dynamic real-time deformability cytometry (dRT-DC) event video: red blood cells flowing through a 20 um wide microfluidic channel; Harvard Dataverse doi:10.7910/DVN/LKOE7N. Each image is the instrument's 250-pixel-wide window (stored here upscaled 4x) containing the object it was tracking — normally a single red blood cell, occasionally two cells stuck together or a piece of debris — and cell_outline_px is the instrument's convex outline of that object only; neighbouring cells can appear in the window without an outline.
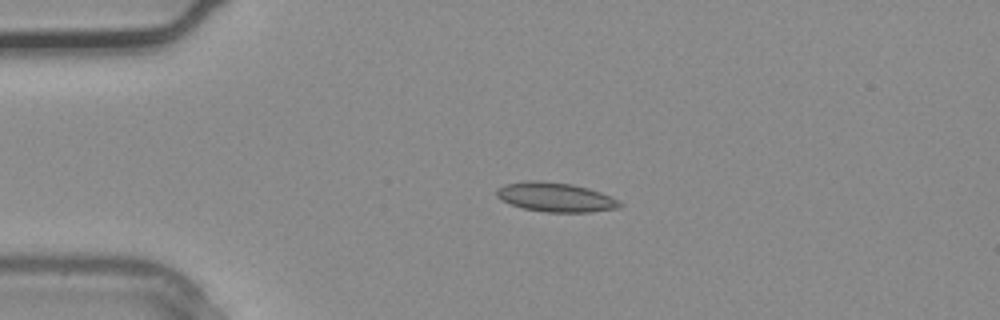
{"species": "common noctule bat (a hibernating species)", "species_latin": "Nyctalus noctula", "temperature_condition": "warm", "stored_images_in_passage": 4, "camera_frame_rate_fps": 3000, "um_per_image_px": 0.085, "animal": {"sex": "male", "body_mass_g": 20.4}, "frame": {"image": 1, "passage_image": 3, "time_ms": 0.667, "image_size_px": [1000, 320], "cell_outline_px": [[624, 204], [620, 208], [588, 212], [548, 212], [524, 208], [500, 200], [496, 196], [496, 188], [504, 184], [528, 180], [540, 180], [572, 184], [588, 188], [600, 192]], "centroid_in_image_um": [47.18, 16.75], "position_along_channel_um": 37.8, "area_um2": 20.98}}